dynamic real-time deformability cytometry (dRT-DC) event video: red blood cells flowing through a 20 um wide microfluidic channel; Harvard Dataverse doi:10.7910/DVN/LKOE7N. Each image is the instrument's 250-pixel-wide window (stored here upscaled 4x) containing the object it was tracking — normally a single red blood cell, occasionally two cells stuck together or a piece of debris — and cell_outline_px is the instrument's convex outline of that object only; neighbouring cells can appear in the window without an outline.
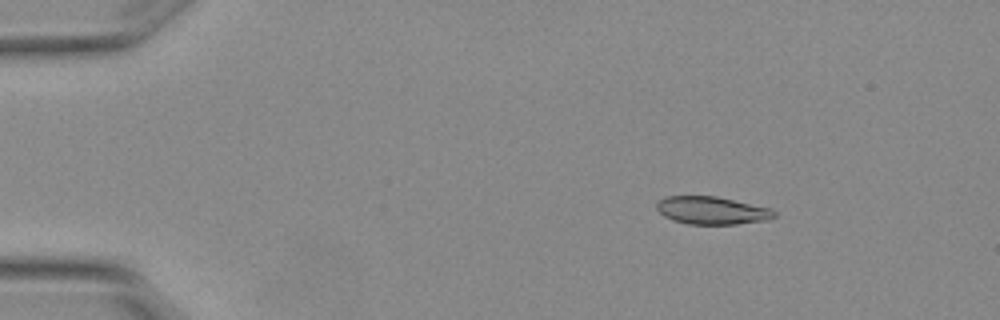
{"species": "Egyptian fruit bat (a non-hibernating species)", "species_latin": "Rousettus aegyptiacus", "temperature_condition": "warm", "stored_images_in_passage": 4, "camera_frame_rate_fps": 3000, "um_per_image_px": 0.085, "animal": {"sex": "female"}, "frame": {"image": 1, "passage_image": 2, "time_ms": 0.333, "image_size_px": [1000, 320], "cell_outline_px": [[776, 216], [768, 220], [736, 224], [688, 224], [672, 220], [664, 216], [656, 208], [656, 204], [660, 200], [668, 196], [716, 196], [772, 208], [776, 212]], "centroid_in_image_um": [60.54, 17.89], "position_along_channel_um": 24.5, "area_um2": 19.07}}